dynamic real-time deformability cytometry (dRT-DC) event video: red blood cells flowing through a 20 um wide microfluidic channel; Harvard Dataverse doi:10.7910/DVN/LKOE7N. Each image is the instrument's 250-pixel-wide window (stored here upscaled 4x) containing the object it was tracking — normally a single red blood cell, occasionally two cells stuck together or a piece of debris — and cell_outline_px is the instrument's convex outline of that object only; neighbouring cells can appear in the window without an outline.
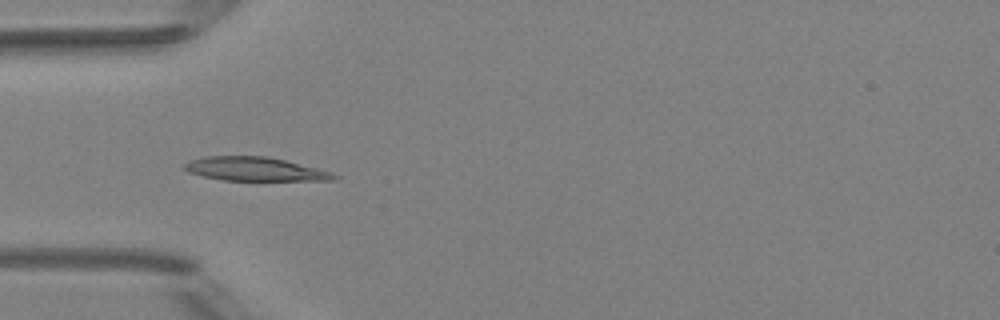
{"species": "Egyptian fruit bat (a non-hibernating species)", "species_latin": "Rousettus aegyptiacus", "temperature_condition": "room temperature", "stored_images_in_passage": 4, "camera_frame_rate_fps": 3000, "um_per_image_px": 0.085, "animal": {"sex": "female"}, "frame": {"image": 1, "passage_image": 3, "time_ms": 2.0, "image_size_px": [1000, 320], "cell_outline_px": [[340, 176], [336, 180], [224, 180], [204, 176], [188, 172], [180, 168], [188, 160], [204, 156], [264, 156], [284, 160], [332, 172]], "centroid_in_image_um": [21.62, 14.36], "position_along_channel_um": 63.4, "area_um2": 20.63}}
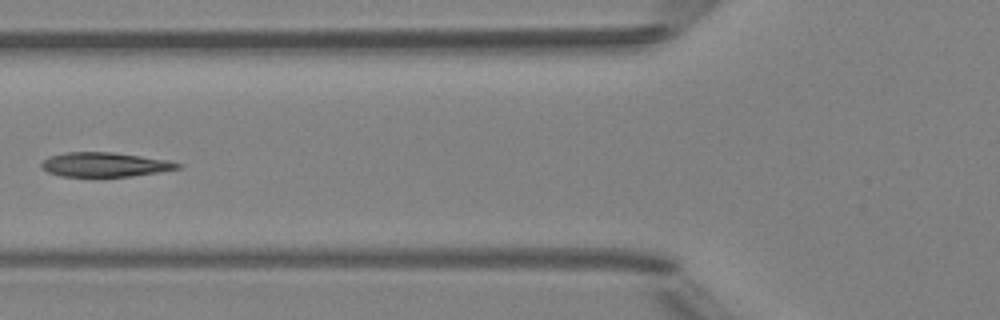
{"frame": {"image": 2, "passage_image": 4, "time_ms": 3.333, "image_size_px": [1000, 320], "cell_outline_px": [[184, 168], [160, 172], [132, 176], [60, 176], [48, 172], [40, 168], [40, 164], [48, 156], [68, 152], [112, 152], [172, 160], [184, 164]], "centroid_in_image_um": [8.98, 13.98], "position_along_channel_um": 116.8, "area_um2": 19.65}}